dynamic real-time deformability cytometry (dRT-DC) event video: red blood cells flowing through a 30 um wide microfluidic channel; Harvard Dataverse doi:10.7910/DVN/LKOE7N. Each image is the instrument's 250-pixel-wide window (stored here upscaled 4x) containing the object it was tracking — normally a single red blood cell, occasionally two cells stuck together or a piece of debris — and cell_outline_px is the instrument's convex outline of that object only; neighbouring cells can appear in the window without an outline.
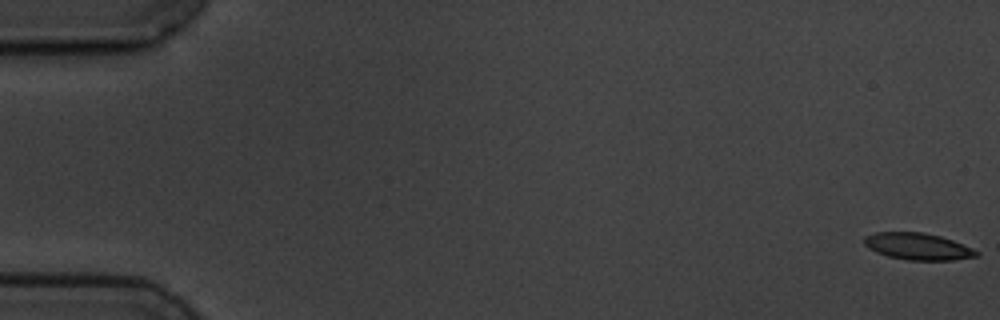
{"species": "common noctule bat (a hibernating species)", "species_latin": "Nyctalus noctula", "temperature_condition": "cold", "stored_images_in_passage": 6, "camera_frame_rate_fps": 3000, "um_per_image_px": 0.085, "animal": {"sex": "male", "body_mass_g": 19.5, "forearm_length_mm": 54.6}, "frame": {"image": 1, "passage_image": 1, "time_ms": 0.0, "image_size_px": [1000, 320], "cell_outline_px": [[980, 256], [952, 260], [908, 260], [888, 256], [876, 252], [868, 248], [864, 244], [864, 236], [876, 232], [924, 232], [940, 236], [952, 240], [972, 248], [980, 252]], "centroid_in_image_um": [78.02, 20.94], "position_along_channel_um": 7.0, "area_um2": 17.57}}
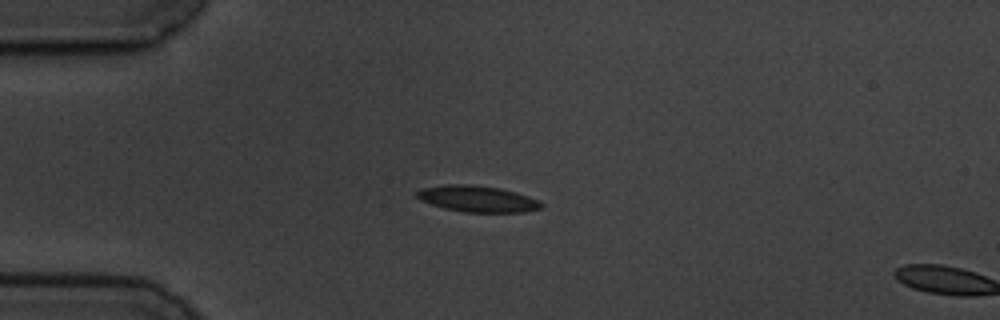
{"frame": {"image": 2, "passage_image": 5, "time_ms": 4.667, "image_size_px": [1000, 320], "cell_outline_px": [[544, 204], [540, 208], [524, 212], [464, 212], [444, 208], [420, 200], [416, 196], [416, 192], [420, 188], [444, 184], [472, 184], [500, 188], [516, 192], [528, 196]], "centroid_in_image_um": [40.54, 16.89], "position_along_channel_um": 44.5, "area_um2": 19.07}}